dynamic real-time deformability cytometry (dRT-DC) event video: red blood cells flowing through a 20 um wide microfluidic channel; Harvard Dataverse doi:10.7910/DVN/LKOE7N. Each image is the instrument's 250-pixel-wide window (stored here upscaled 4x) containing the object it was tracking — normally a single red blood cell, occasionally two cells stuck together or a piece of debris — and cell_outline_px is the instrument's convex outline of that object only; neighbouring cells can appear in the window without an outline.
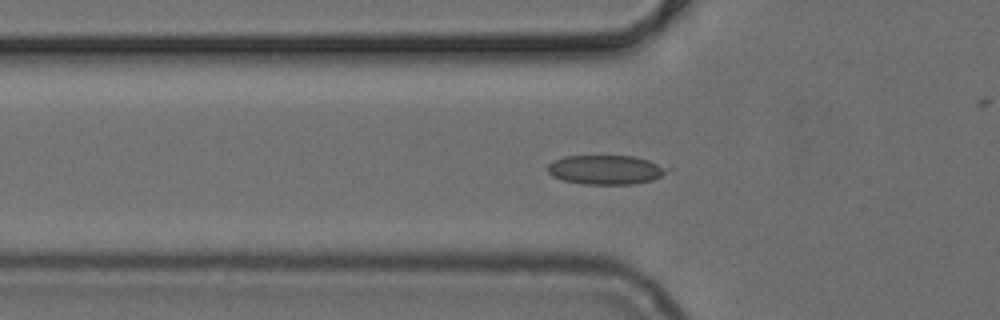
{"species": "common noctule bat (a hibernating species)", "species_latin": "Nyctalus noctula", "temperature_condition": "cold", "stored_images_in_passage": 43, "camera_frame_rate_fps": 3000, "um_per_image_px": 0.085, "animal": {"sex": "female", "body_mass_g": 24.6, "forearm_length_mm": 56.2}, "frame": {"image": 1, "passage_image": 8, "time_ms": 2.333, "image_size_px": [1000, 320], "cell_outline_px": [[664, 172], [660, 176], [652, 180], [632, 184], [584, 184], [560, 180], [552, 176], [548, 172], [548, 164], [552, 160], [564, 156], [636, 156], [648, 160], [664, 168]], "centroid_in_image_um": [51.37, 14.43], "position_along_channel_um": 74.4, "area_um2": 20.11}}
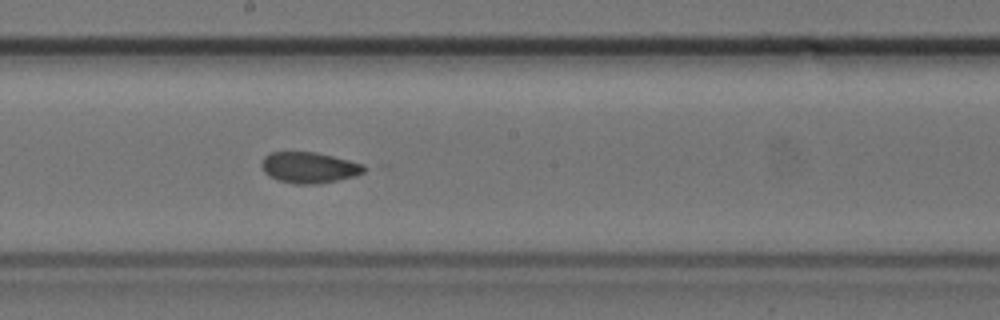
{"frame": {"image": 2, "passage_image": 19, "time_ms": 6.0, "image_size_px": [1000, 320], "cell_outline_px": [[364, 172], [356, 176], [316, 184], [296, 184], [276, 180], [268, 176], [264, 172], [260, 164], [264, 156], [272, 152], [316, 152], [364, 164]], "centroid_in_image_um": [26.23, 14.24], "position_along_channel_um": 222.0, "area_um2": 18.5}}
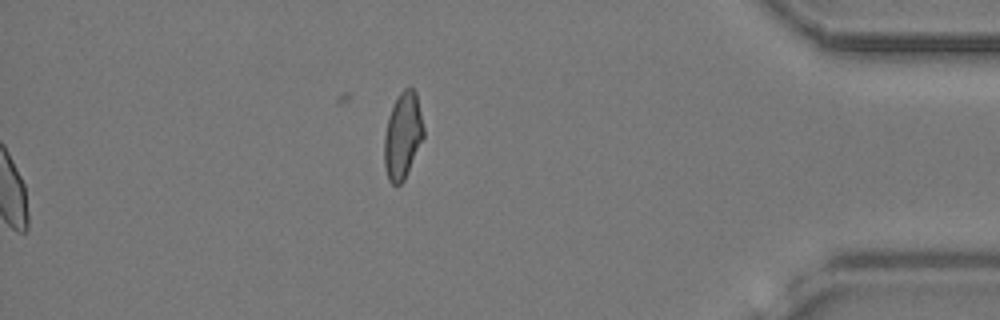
{"frame": {"image": 3, "passage_image": 43, "time_ms": 14.0, "image_size_px": [1000, 320], "cell_outline_px": [[424, 136], [404, 180], [400, 184], [392, 184], [388, 180], [384, 164], [384, 136], [388, 116], [400, 92], [404, 88], [412, 88], [416, 92], [424, 128]], "centroid_in_image_um": [34.22, 11.54], "position_along_channel_um": 401.0, "area_um2": 19.65}}